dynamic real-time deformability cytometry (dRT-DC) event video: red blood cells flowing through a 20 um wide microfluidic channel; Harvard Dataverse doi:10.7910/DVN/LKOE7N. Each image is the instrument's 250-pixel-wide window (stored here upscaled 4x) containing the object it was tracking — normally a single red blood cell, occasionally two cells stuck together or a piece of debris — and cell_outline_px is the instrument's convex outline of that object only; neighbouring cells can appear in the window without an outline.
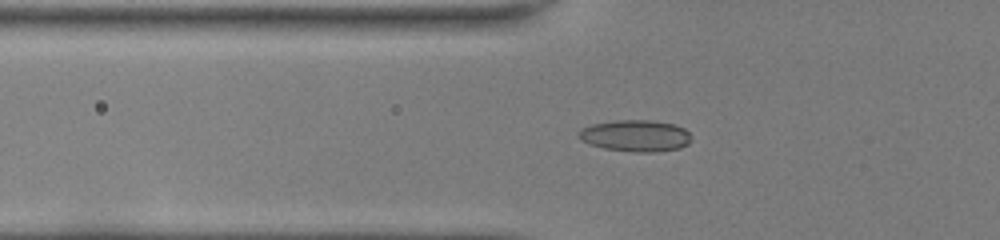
{"species": "common noctule bat (a hibernating species)", "species_latin": "Nyctalus noctula", "temperature_condition": "room temperature", "stored_images_in_passage": 49, "camera_frame_rate_fps": 3000, "um_per_image_px": 0.085, "animal": {"sex": "female", "body_mass_g": 22.0, "forearm_length_mm": 56.7}, "frame": {"image": 1, "passage_image": 17, "time_ms": 5.333, "image_size_px": [1000, 240], "cell_outline_px": [[692, 140], [688, 144], [680, 148], [656, 152], [636, 152], [604, 148], [588, 144], [580, 140], [576, 132], [580, 128], [592, 124], [616, 120], [652, 120], [672, 124], [684, 128], [688, 132]], "centroid_in_image_um": [53.99, 11.54], "position_along_channel_um": 71.8, "area_um2": 20.92}}
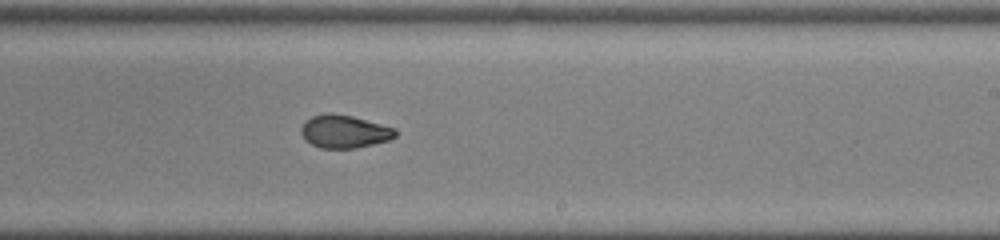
{"frame": {"image": 2, "passage_image": 31, "time_ms": 10.0, "image_size_px": [1000, 240], "cell_outline_px": [[396, 136], [388, 140], [356, 148], [320, 148], [312, 144], [300, 132], [300, 128], [304, 120], [312, 116], [328, 112], [332, 112], [352, 116], [396, 128]], "centroid_in_image_um": [29.25, 11.16], "position_along_channel_um": 259.7, "area_um2": 18.09}}
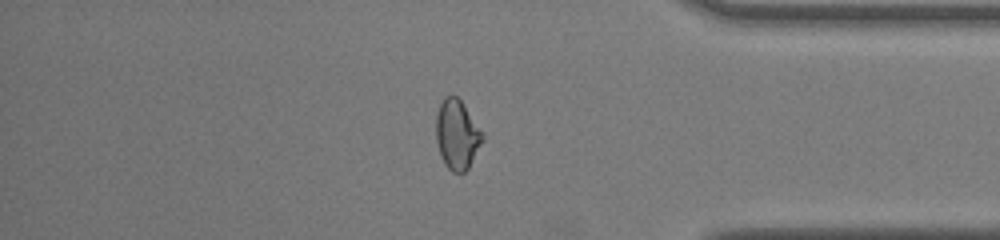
{"frame": {"image": 3, "passage_image": 42, "time_ms": 13.667, "image_size_px": [1000, 240], "cell_outline_px": [[484, 140], [468, 168], [464, 172], [452, 172], [444, 164], [440, 156], [436, 140], [436, 116], [440, 104], [444, 96], [456, 96], [460, 100], [484, 132]], "centroid_in_image_um": [38.85, 11.45], "position_along_channel_um": 396.3, "area_um2": 18.9}, "authors_computed_cell_mechanics": {"area_um2": 18.785, "velocity_mm_per_s": 4.0808, "shape_relaxation_time_tau1_ms": 10.9032, "shape_relaxation_time_tau2_ms": 1.421, "deformation_change_tau1": 0.2564, "deformation_change_tau2": 0.0651}}